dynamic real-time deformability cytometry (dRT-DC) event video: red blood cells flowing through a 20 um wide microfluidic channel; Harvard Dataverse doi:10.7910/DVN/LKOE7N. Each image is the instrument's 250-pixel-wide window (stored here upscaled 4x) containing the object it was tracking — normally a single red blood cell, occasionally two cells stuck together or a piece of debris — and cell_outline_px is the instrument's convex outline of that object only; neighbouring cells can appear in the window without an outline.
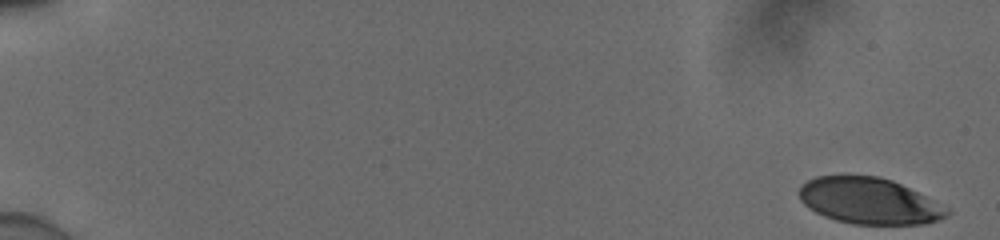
{"species": "human", "species_latin": "Homo sapiens", "temperature_condition": "cold", "stored_images_in_passage": 54, "camera_frame_rate_fps": 3000, "um_per_image_px": 0.085, "donor": {"sex": "male"}, "frame": {"image": 1, "passage_image": 1, "time_ms": 0.0, "image_size_px": [1000, 240], "cell_outline_px": [[952, 212], [948, 216], [940, 220], [924, 224], [852, 224], [836, 220], [824, 216], [808, 208], [800, 200], [796, 192], [800, 184], [816, 176], [876, 176], [892, 180], [948, 208]], "centroid_in_image_um": [73.84, 17.09], "position_along_channel_um": 11.2, "area_um2": 39.82}}
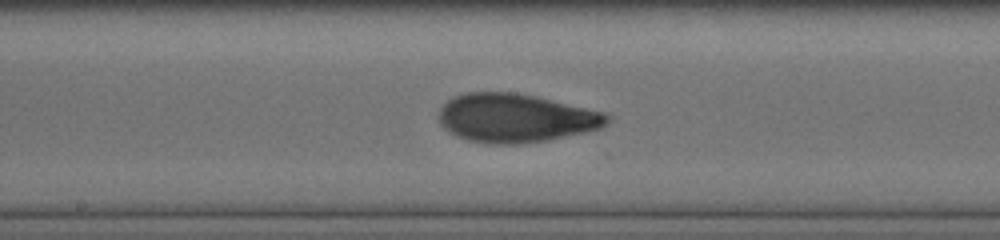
{"frame": {"image": 2, "passage_image": 31, "time_ms": 10.0, "image_size_px": [1000, 240], "cell_outline_px": [[608, 120], [600, 128], [584, 132], [548, 140], [516, 144], [492, 144], [468, 140], [456, 136], [448, 132], [440, 124], [440, 108], [448, 100], [456, 96], [468, 92], [516, 92], [536, 96], [604, 112], [608, 116]], "centroid_in_image_um": [43.8, 10.03], "position_along_channel_um": 204.4, "area_um2": 47.4}}
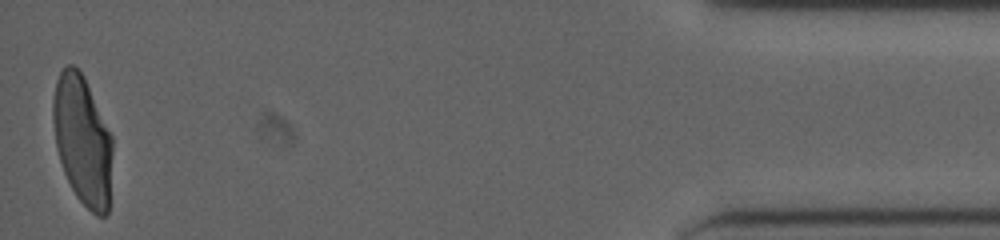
{"frame": {"image": 3, "passage_image": 54, "time_ms": 17.667, "image_size_px": [1000, 240], "cell_outline_px": [[112, 152], [108, 212], [104, 216], [96, 216], [76, 196], [64, 172], [56, 148], [52, 116], [52, 100], [56, 80], [60, 72], [68, 64], [72, 64], [84, 76], [112, 136]], "centroid_in_image_um": [7.0, 11.91], "position_along_channel_um": 428.2, "area_um2": 44.62}, "authors_computed_cell_mechanics": {"area_um2": 45.5175, "velocity_mm_per_s": 3.9018, "shape_relaxation_time_tau1_ms": 6.3492, "shape_relaxation_time_tau2_ms": 1.2459, "deformation_change_tau1": 0.2332, "deformation_change_tau2": 0.0695}}